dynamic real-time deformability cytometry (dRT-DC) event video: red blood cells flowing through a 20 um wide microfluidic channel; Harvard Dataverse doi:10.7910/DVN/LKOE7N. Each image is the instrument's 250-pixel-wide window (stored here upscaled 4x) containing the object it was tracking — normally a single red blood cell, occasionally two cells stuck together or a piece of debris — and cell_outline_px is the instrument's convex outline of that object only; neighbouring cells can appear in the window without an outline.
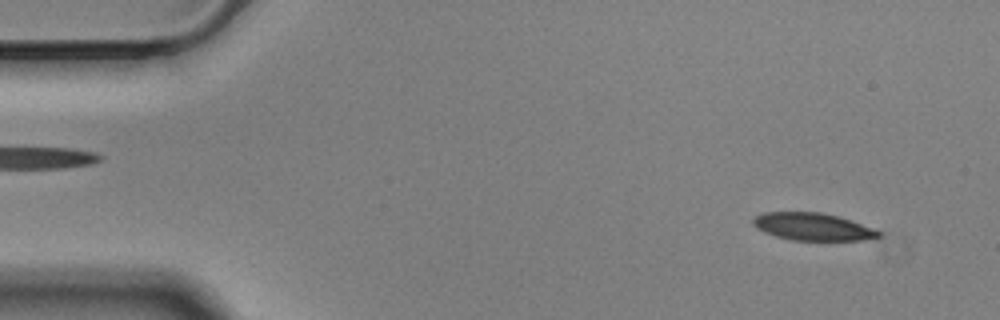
{"species": "Egyptian fruit bat (a non-hibernating species)", "species_latin": "Rousettus aegyptiacus", "temperature_condition": "cold", "stored_images_in_passage": 58, "camera_frame_rate_fps": 3000, "um_per_image_px": 0.085, "animal": {"sex": "male"}, "frame": {"image": 1, "passage_image": 5, "time_ms": 1.333, "image_size_px": [1000, 320], "cell_outline_px": [[880, 236], [864, 240], [792, 240], [776, 236], [764, 232], [756, 228], [752, 224], [752, 220], [756, 216], [764, 212], [820, 212], [852, 220], [872, 228], [880, 232]], "centroid_in_image_um": [69.04, 19.27], "position_along_channel_um": 16.0, "area_um2": 19.94}}
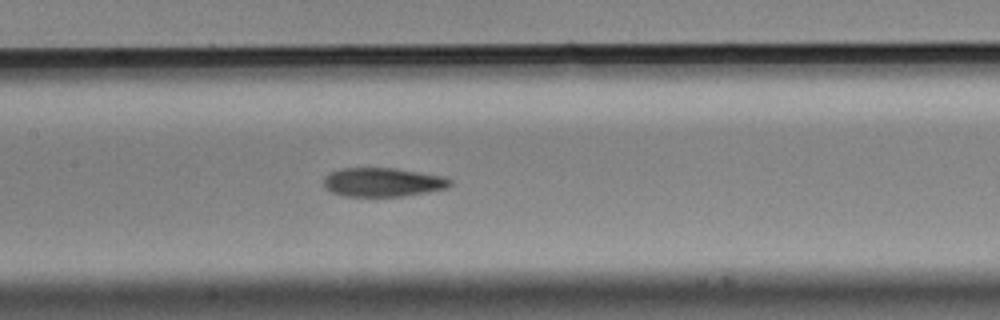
{"frame": {"image": 2, "passage_image": 27, "time_ms": 8.667, "image_size_px": [1000, 320], "cell_outline_px": [[452, 184], [444, 188], [428, 192], [404, 196], [344, 196], [332, 192], [324, 188], [324, 176], [328, 172], [340, 168], [396, 168], [440, 176], [452, 180]], "centroid_in_image_um": [32.47, 15.48], "position_along_channel_um": 174.9, "area_um2": 21.27}}
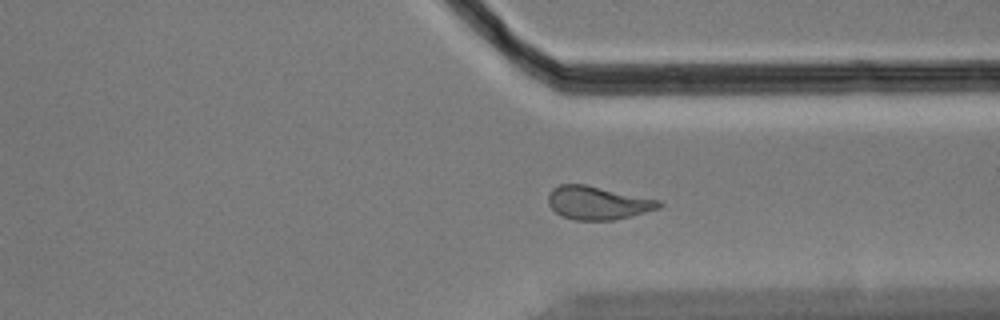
{"frame": {"image": 3, "passage_image": 43, "time_ms": 14.0, "image_size_px": [1000, 320], "cell_outline_px": [[664, 204], [660, 208], [632, 216], [612, 220], [576, 220], [560, 216], [548, 204], [548, 196], [552, 188], [560, 184], [584, 184], [660, 200]], "centroid_in_image_um": [50.81, 17.25], "position_along_channel_um": 360.6, "area_um2": 21.5}, "authors_computed_cell_mechanics": {"area_um2": 21.8195, "velocity_mm_per_s": 3.4885, "shape_relaxation_time_tau1_ms": 4.5308, "shape_relaxation_time_tau2_ms": 3.0224, "deformation_change_tau1": 0.1621, "deformation_change_tau2": 0.104}}